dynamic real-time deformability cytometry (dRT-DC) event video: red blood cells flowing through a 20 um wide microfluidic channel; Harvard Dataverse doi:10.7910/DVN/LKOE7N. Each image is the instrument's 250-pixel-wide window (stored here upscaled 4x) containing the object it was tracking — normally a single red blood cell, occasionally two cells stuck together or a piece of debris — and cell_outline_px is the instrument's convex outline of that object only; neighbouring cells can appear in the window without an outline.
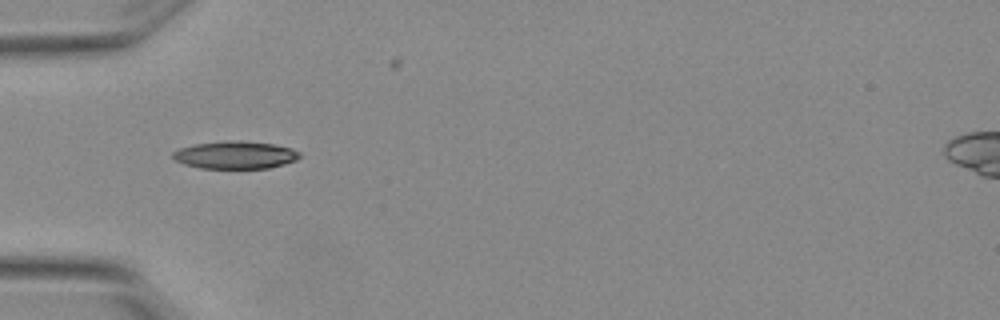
{"species": "Egyptian fruit bat (a non-hibernating species)", "species_latin": "Rousettus aegyptiacus", "temperature_condition": "warm", "stored_images_in_passage": 4, "camera_frame_rate_fps": 3000, "um_per_image_px": 0.085, "animal": {"sex": "female"}, "frame": {"image": 1, "passage_image": 3, "time_ms": 0.667, "image_size_px": [1000, 320], "cell_outline_px": [[300, 156], [296, 160], [284, 164], [268, 168], [200, 168], [184, 164], [172, 160], [172, 152], [180, 148], [196, 144], [228, 140], [240, 140], [272, 144], [292, 148], [300, 152]], "centroid_in_image_um": [19.98, 13.17], "position_along_channel_um": 65.0, "area_um2": 20.46}}
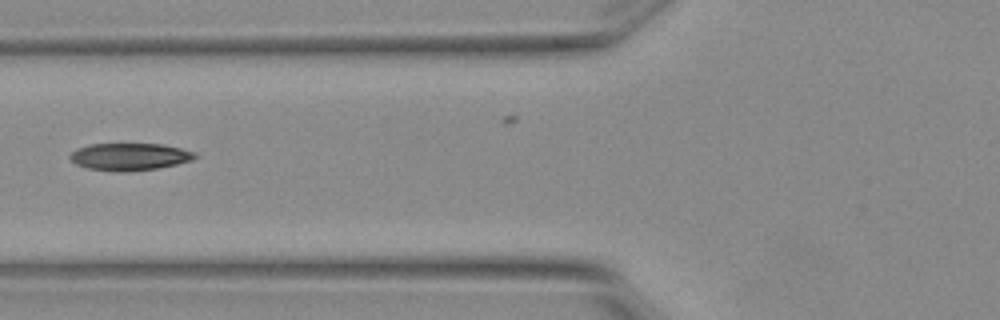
{"frame": {"image": 2, "passage_image": 4, "time_ms": 1.0, "image_size_px": [1000, 320], "cell_outline_px": [[200, 156], [192, 160], [176, 164], [156, 168], [88, 168], [76, 164], [68, 156], [76, 148], [92, 144], [164, 144], [196, 152]], "centroid_in_image_um": [11.08, 13.25], "position_along_channel_um": 114.7, "area_um2": 18.79}}